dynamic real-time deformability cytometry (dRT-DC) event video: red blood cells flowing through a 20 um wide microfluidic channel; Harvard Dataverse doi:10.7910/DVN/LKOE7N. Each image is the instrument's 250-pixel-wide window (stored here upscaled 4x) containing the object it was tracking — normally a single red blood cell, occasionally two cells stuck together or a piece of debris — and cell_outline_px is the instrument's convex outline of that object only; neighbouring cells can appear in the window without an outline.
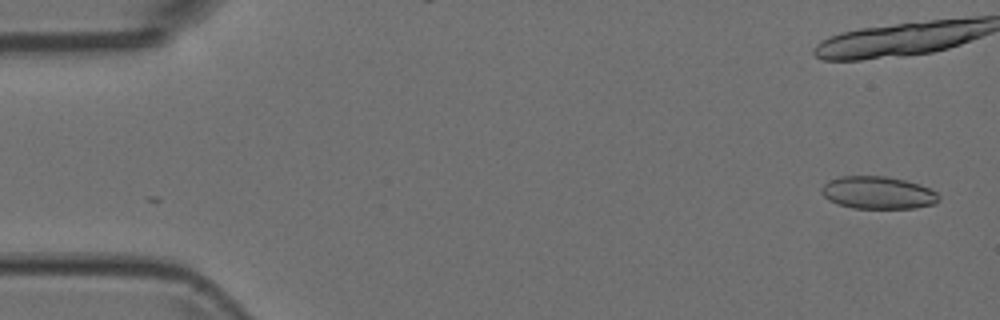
{"species": "Egyptian fruit bat (a non-hibernating species)", "species_latin": "Rousettus aegyptiacus", "temperature_condition": "room temperature", "stored_images_in_passage": 5, "camera_frame_rate_fps": 3000, "um_per_image_px": 0.085, "animal": {"sex": "female"}, "frame": {"image": 1, "passage_image": 1, "time_ms": 0.0, "image_size_px": [1000, 320], "cell_outline_px": [[940, 200], [936, 204], [916, 208], [852, 208], [836, 204], [828, 200], [820, 192], [820, 188], [828, 180], [840, 176], [888, 176], [920, 184], [936, 192], [940, 196]], "centroid_in_image_um": [74.61, 16.38], "position_along_channel_um": 10.4, "area_um2": 22.54}}